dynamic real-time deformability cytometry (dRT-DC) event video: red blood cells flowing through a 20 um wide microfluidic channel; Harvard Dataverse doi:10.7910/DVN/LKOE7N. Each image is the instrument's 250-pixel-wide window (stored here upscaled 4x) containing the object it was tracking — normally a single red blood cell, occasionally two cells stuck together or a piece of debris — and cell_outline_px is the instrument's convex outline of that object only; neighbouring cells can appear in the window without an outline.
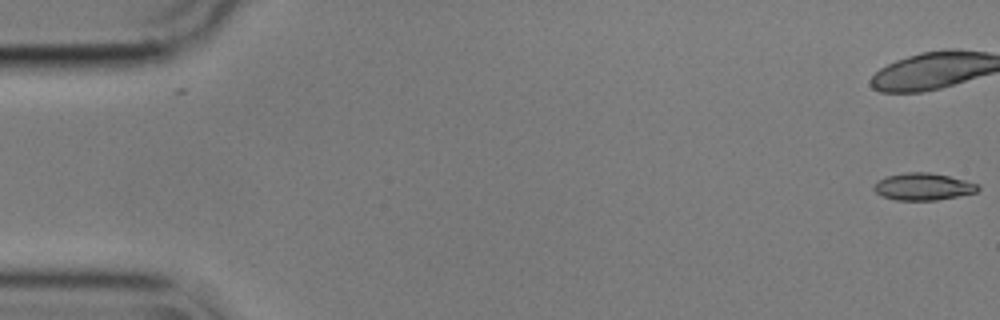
{"species": "common noctule bat (a hibernating species)", "species_latin": "Nyctalus noctula", "temperature_condition": "cold", "stored_images_in_passage": 41, "camera_frame_rate_fps": 3000, "um_per_image_px": 0.085, "animal": {"sex": "male", "body_mass_g": 17.9}, "frame": {"image": 1, "passage_image": 1, "time_ms": 0.0, "image_size_px": [1000, 320], "cell_outline_px": [[980, 188], [976, 192], [936, 200], [896, 200], [880, 196], [872, 188], [876, 180], [884, 176], [904, 172], [928, 172], [948, 176], [980, 184]], "centroid_in_image_um": [78.4, 15.85], "position_along_channel_um": 6.6, "area_um2": 16.59}}